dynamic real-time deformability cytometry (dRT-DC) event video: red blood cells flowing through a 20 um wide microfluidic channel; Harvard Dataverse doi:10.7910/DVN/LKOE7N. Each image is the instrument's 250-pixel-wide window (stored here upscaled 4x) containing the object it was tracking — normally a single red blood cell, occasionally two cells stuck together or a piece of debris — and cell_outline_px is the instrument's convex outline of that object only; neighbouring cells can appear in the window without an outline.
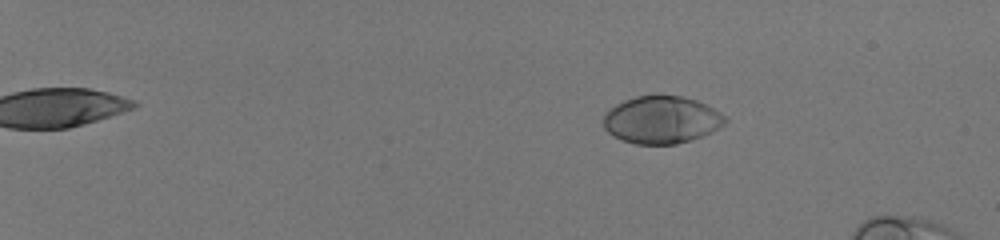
{"species": "human", "species_latin": "Homo sapiens", "temperature_condition": "room temperature", "stored_images_in_passage": 58, "camera_frame_rate_fps": 3000, "um_per_image_px": 0.085, "donor": {"sex": "male"}, "frame": {"image": 1, "passage_image": 12, "time_ms": 3.667, "image_size_px": [1000, 240], "cell_outline_px": [[728, 120], [720, 128], [704, 136], [692, 140], [676, 144], [636, 144], [612, 136], [604, 128], [604, 112], [608, 108], [624, 100], [636, 96], [684, 96], [696, 100], [728, 116]], "centroid_in_image_um": [56.25, 10.19], "position_along_channel_um": 28.8, "area_um2": 33.87}}
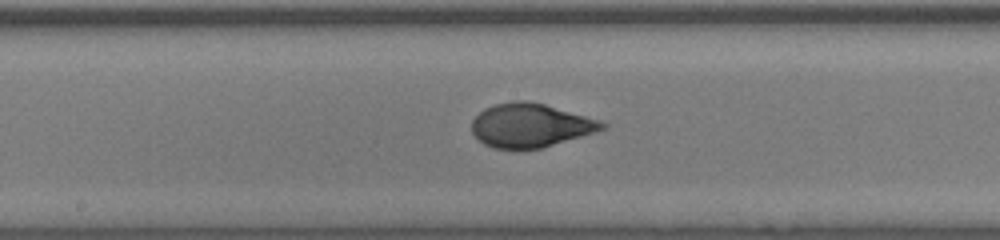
{"frame": {"image": 2, "passage_image": 37, "time_ms": 12.0, "image_size_px": [1000, 240], "cell_outline_px": [[608, 128], [596, 132], [540, 148], [516, 152], [492, 148], [484, 144], [472, 132], [472, 120], [484, 108], [496, 104], [512, 100], [528, 100], [544, 104], [600, 120], [608, 124]], "centroid_in_image_um": [45.07, 10.68], "position_along_channel_um": 203.1, "area_um2": 33.76}}
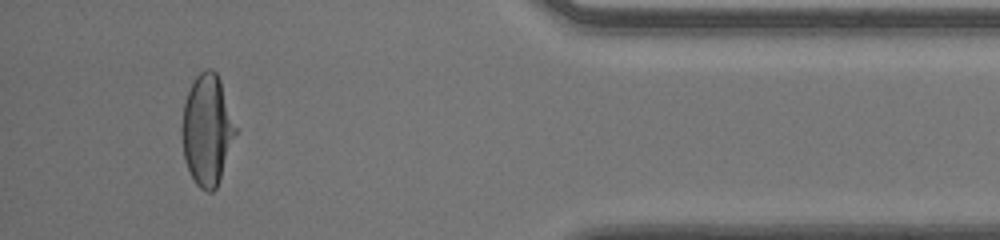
{"frame": {"image": 3, "passage_image": 55, "time_ms": 18.0, "image_size_px": [1000, 240], "cell_outline_px": [[236, 132], [220, 180], [216, 188], [212, 192], [208, 192], [200, 188], [196, 184], [184, 160], [180, 132], [180, 128], [184, 104], [188, 92], [196, 76], [200, 72], [208, 68], [212, 68], [216, 72], [220, 80], [236, 128]], "centroid_in_image_um": [17.57, 11.06], "position_along_channel_um": 417.6, "area_um2": 34.45}, "authors_computed_cell_mechanics": {"area_um2": 34.2465, "velocity_mm_per_s": 4.0612, "shape_relaxation_time_tau1_ms": 4.5471, "shape_relaxation_time_tau2_ms": null, "deformation_change_tau1": 0.2145, "deformation_change_tau2": null}}